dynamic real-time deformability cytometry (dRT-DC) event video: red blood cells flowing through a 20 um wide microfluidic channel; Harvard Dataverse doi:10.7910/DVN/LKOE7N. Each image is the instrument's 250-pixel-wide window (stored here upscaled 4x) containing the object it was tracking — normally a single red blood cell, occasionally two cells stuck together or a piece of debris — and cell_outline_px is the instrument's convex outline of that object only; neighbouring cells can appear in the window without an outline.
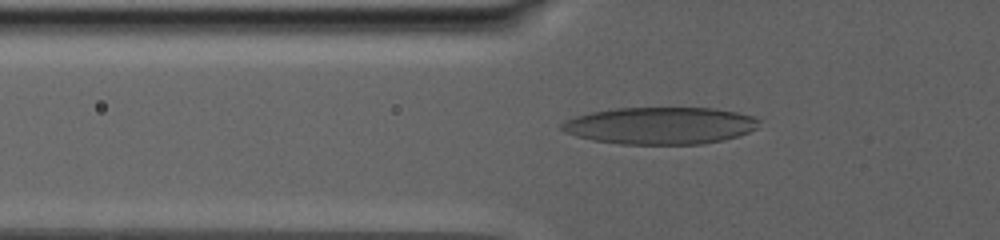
{"species": "human", "species_latin": "Homo sapiens", "temperature_condition": "warm", "stored_images_in_passage": 60, "camera_frame_rate_fps": 3000, "um_per_image_px": 0.085, "donor": {"sex": "male"}, "frame": {"image": 1, "passage_image": 24, "time_ms": 10.333, "image_size_px": [1000, 240], "cell_outline_px": [[760, 120], [756, 128], [740, 136], [724, 140], [700, 144], [620, 144], [592, 140], [576, 136], [564, 132], [560, 128], [560, 124], [576, 116], [592, 112], [616, 108], [712, 108], [736, 112], [752, 116]], "centroid_in_image_um": [56.12, 10.68], "position_along_channel_um": 69.7, "area_um2": 42.6}}
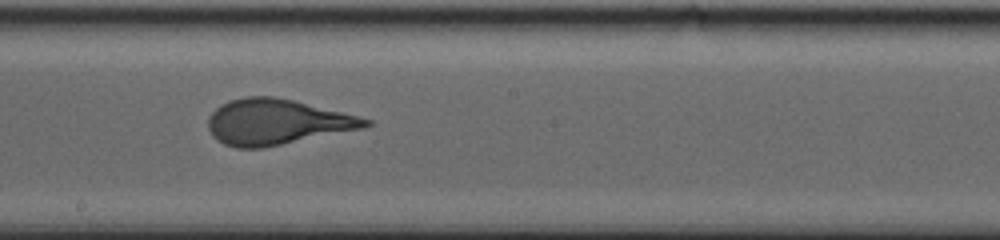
{"frame": {"image": 2, "passage_image": 38, "time_ms": 16.333, "image_size_px": [1000, 240], "cell_outline_px": [[372, 124], [360, 128], [264, 148], [236, 148], [224, 144], [216, 140], [212, 136], [208, 128], [208, 116], [220, 104], [228, 100], [244, 96], [272, 96], [292, 100], [372, 120]], "centroid_in_image_um": [23.41, 10.37], "position_along_channel_um": 224.8, "area_um2": 41.33}}
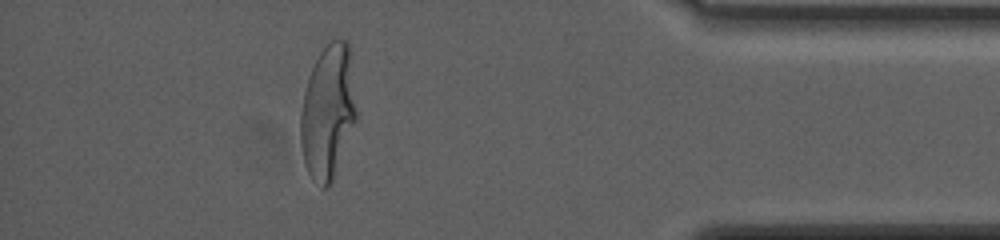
{"frame": {"image": 3, "passage_image": 56, "time_ms": 24.333, "image_size_px": [1000, 240], "cell_outline_px": [[356, 120], [332, 180], [328, 188], [324, 188], [312, 180], [304, 164], [300, 144], [300, 112], [304, 92], [308, 76], [320, 52], [332, 40], [348, 40], [356, 108]], "centroid_in_image_um": [27.84, 9.54], "position_along_channel_um": 407.4, "area_um2": 43.29}, "authors_computed_cell_mechanics": {"area_um2": 41.6449, "velocity_mm_per_s": 2.6771, "shape_relaxation_time_tau1_ms": 6.6657, "shape_relaxation_time_tau2_ms": null, "deformation_change_tau1": 0.2502, "deformation_change_tau2": null}}